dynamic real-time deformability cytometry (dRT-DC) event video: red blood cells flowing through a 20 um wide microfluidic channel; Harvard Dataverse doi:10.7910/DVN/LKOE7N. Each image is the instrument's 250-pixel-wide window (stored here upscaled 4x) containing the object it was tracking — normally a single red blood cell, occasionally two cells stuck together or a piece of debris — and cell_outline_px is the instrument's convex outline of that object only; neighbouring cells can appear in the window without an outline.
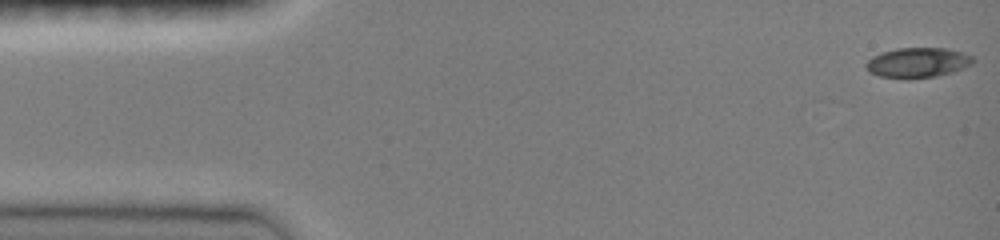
{"species": "common noctule bat (a hibernating species)", "species_latin": "Nyctalus noctula", "temperature_condition": "room temperature", "stored_images_in_passage": 10, "camera_frame_rate_fps": 3000, "um_per_image_px": 0.085, "animal": {"sex": "female", "body_mass_g": 19.0, "forearm_length_mm": 51.5}, "frame": {"image": 1, "passage_image": 1, "time_ms": 0.0, "image_size_px": [1000, 240], "cell_outline_px": [[976, 60], [972, 64], [964, 68], [952, 72], [936, 76], [880, 76], [868, 72], [864, 64], [872, 56], [880, 52], [896, 48], [948, 48], [972, 56]], "centroid_in_image_um": [78.01, 5.28], "position_along_channel_um": 7.0, "area_um2": 18.26}}